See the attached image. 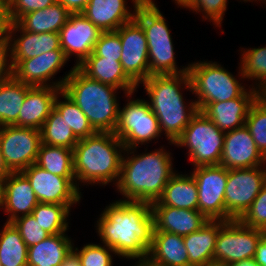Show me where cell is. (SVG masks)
Here are the masks:
<instances>
[{
  "mask_svg": "<svg viewBox=\"0 0 266 266\" xmlns=\"http://www.w3.org/2000/svg\"><path fill=\"white\" fill-rule=\"evenodd\" d=\"M229 266H259L254 259H247L232 263Z\"/></svg>",
  "mask_w": 266,
  "mask_h": 266,
  "instance_id": "cell-53",
  "label": "cell"
},
{
  "mask_svg": "<svg viewBox=\"0 0 266 266\" xmlns=\"http://www.w3.org/2000/svg\"><path fill=\"white\" fill-rule=\"evenodd\" d=\"M254 260L259 266H266V231L258 243Z\"/></svg>",
  "mask_w": 266,
  "mask_h": 266,
  "instance_id": "cell-49",
  "label": "cell"
},
{
  "mask_svg": "<svg viewBox=\"0 0 266 266\" xmlns=\"http://www.w3.org/2000/svg\"><path fill=\"white\" fill-rule=\"evenodd\" d=\"M73 250L78 254L82 266H113V254L115 251L107 245L89 243L84 245L80 250L74 248Z\"/></svg>",
  "mask_w": 266,
  "mask_h": 266,
  "instance_id": "cell-40",
  "label": "cell"
},
{
  "mask_svg": "<svg viewBox=\"0 0 266 266\" xmlns=\"http://www.w3.org/2000/svg\"><path fill=\"white\" fill-rule=\"evenodd\" d=\"M38 203L29 180L22 172H12L2 180L0 209L9 213L6 223L30 215Z\"/></svg>",
  "mask_w": 266,
  "mask_h": 266,
  "instance_id": "cell-18",
  "label": "cell"
},
{
  "mask_svg": "<svg viewBox=\"0 0 266 266\" xmlns=\"http://www.w3.org/2000/svg\"><path fill=\"white\" fill-rule=\"evenodd\" d=\"M178 6L187 8L193 0H173Z\"/></svg>",
  "mask_w": 266,
  "mask_h": 266,
  "instance_id": "cell-54",
  "label": "cell"
},
{
  "mask_svg": "<svg viewBox=\"0 0 266 266\" xmlns=\"http://www.w3.org/2000/svg\"><path fill=\"white\" fill-rule=\"evenodd\" d=\"M36 164L54 175L75 178L73 149L41 143Z\"/></svg>",
  "mask_w": 266,
  "mask_h": 266,
  "instance_id": "cell-33",
  "label": "cell"
},
{
  "mask_svg": "<svg viewBox=\"0 0 266 266\" xmlns=\"http://www.w3.org/2000/svg\"><path fill=\"white\" fill-rule=\"evenodd\" d=\"M9 17L12 23H17L25 14L43 10L57 0H7Z\"/></svg>",
  "mask_w": 266,
  "mask_h": 266,
  "instance_id": "cell-45",
  "label": "cell"
},
{
  "mask_svg": "<svg viewBox=\"0 0 266 266\" xmlns=\"http://www.w3.org/2000/svg\"><path fill=\"white\" fill-rule=\"evenodd\" d=\"M29 180L40 203L74 205L79 203L82 194L75 178L54 175L33 163L21 171Z\"/></svg>",
  "mask_w": 266,
  "mask_h": 266,
  "instance_id": "cell-13",
  "label": "cell"
},
{
  "mask_svg": "<svg viewBox=\"0 0 266 266\" xmlns=\"http://www.w3.org/2000/svg\"><path fill=\"white\" fill-rule=\"evenodd\" d=\"M224 222V220H208L199 230L183 236L188 252L189 266L213 264L218 230Z\"/></svg>",
  "mask_w": 266,
  "mask_h": 266,
  "instance_id": "cell-27",
  "label": "cell"
},
{
  "mask_svg": "<svg viewBox=\"0 0 266 266\" xmlns=\"http://www.w3.org/2000/svg\"><path fill=\"white\" fill-rule=\"evenodd\" d=\"M256 99L257 90L254 85L250 90L246 89L238 98L209 103L201 112L226 133L245 126L249 109Z\"/></svg>",
  "mask_w": 266,
  "mask_h": 266,
  "instance_id": "cell-19",
  "label": "cell"
},
{
  "mask_svg": "<svg viewBox=\"0 0 266 266\" xmlns=\"http://www.w3.org/2000/svg\"><path fill=\"white\" fill-rule=\"evenodd\" d=\"M28 247L12 223L0 231V260L2 266H27Z\"/></svg>",
  "mask_w": 266,
  "mask_h": 266,
  "instance_id": "cell-34",
  "label": "cell"
},
{
  "mask_svg": "<svg viewBox=\"0 0 266 266\" xmlns=\"http://www.w3.org/2000/svg\"><path fill=\"white\" fill-rule=\"evenodd\" d=\"M9 17V8L7 0H0V42L9 38V29L11 26Z\"/></svg>",
  "mask_w": 266,
  "mask_h": 266,
  "instance_id": "cell-47",
  "label": "cell"
},
{
  "mask_svg": "<svg viewBox=\"0 0 266 266\" xmlns=\"http://www.w3.org/2000/svg\"><path fill=\"white\" fill-rule=\"evenodd\" d=\"M242 53L238 74L243 79L255 80L257 90L266 83V47L244 49Z\"/></svg>",
  "mask_w": 266,
  "mask_h": 266,
  "instance_id": "cell-38",
  "label": "cell"
},
{
  "mask_svg": "<svg viewBox=\"0 0 266 266\" xmlns=\"http://www.w3.org/2000/svg\"><path fill=\"white\" fill-rule=\"evenodd\" d=\"M96 229L101 243L126 259L143 260L151 248L154 217L147 202L118 200L101 213Z\"/></svg>",
  "mask_w": 266,
  "mask_h": 266,
  "instance_id": "cell-1",
  "label": "cell"
},
{
  "mask_svg": "<svg viewBox=\"0 0 266 266\" xmlns=\"http://www.w3.org/2000/svg\"><path fill=\"white\" fill-rule=\"evenodd\" d=\"M119 108L118 122L114 134L122 141L125 149L137 148L158 139L162 132L155 113L144 99L129 100Z\"/></svg>",
  "mask_w": 266,
  "mask_h": 266,
  "instance_id": "cell-9",
  "label": "cell"
},
{
  "mask_svg": "<svg viewBox=\"0 0 266 266\" xmlns=\"http://www.w3.org/2000/svg\"><path fill=\"white\" fill-rule=\"evenodd\" d=\"M140 84L150 99V107L186 106L181 88L192 92L189 73L153 75Z\"/></svg>",
  "mask_w": 266,
  "mask_h": 266,
  "instance_id": "cell-21",
  "label": "cell"
},
{
  "mask_svg": "<svg viewBox=\"0 0 266 266\" xmlns=\"http://www.w3.org/2000/svg\"><path fill=\"white\" fill-rule=\"evenodd\" d=\"M264 230L244 225L240 220L225 221L218 230L213 264L229 266L238 261L254 259Z\"/></svg>",
  "mask_w": 266,
  "mask_h": 266,
  "instance_id": "cell-8",
  "label": "cell"
},
{
  "mask_svg": "<svg viewBox=\"0 0 266 266\" xmlns=\"http://www.w3.org/2000/svg\"><path fill=\"white\" fill-rule=\"evenodd\" d=\"M116 32L122 45L120 63L123 71L138 86L149 78L148 43L144 30L133 19Z\"/></svg>",
  "mask_w": 266,
  "mask_h": 266,
  "instance_id": "cell-14",
  "label": "cell"
},
{
  "mask_svg": "<svg viewBox=\"0 0 266 266\" xmlns=\"http://www.w3.org/2000/svg\"><path fill=\"white\" fill-rule=\"evenodd\" d=\"M208 266H223V265L211 264V265H208Z\"/></svg>",
  "mask_w": 266,
  "mask_h": 266,
  "instance_id": "cell-57",
  "label": "cell"
},
{
  "mask_svg": "<svg viewBox=\"0 0 266 266\" xmlns=\"http://www.w3.org/2000/svg\"><path fill=\"white\" fill-rule=\"evenodd\" d=\"M15 32H20V37ZM12 35L18 37L15 38ZM9 41L11 60H25L49 51L62 50L59 33H31L25 31L18 23H11Z\"/></svg>",
  "mask_w": 266,
  "mask_h": 266,
  "instance_id": "cell-22",
  "label": "cell"
},
{
  "mask_svg": "<svg viewBox=\"0 0 266 266\" xmlns=\"http://www.w3.org/2000/svg\"><path fill=\"white\" fill-rule=\"evenodd\" d=\"M31 85L18 81L13 75L0 83V127L18 126V116L27 90Z\"/></svg>",
  "mask_w": 266,
  "mask_h": 266,
  "instance_id": "cell-32",
  "label": "cell"
},
{
  "mask_svg": "<svg viewBox=\"0 0 266 266\" xmlns=\"http://www.w3.org/2000/svg\"><path fill=\"white\" fill-rule=\"evenodd\" d=\"M117 90L111 85L89 79L73 67L62 91L75 102L87 116L97 132H113L117 126L119 103Z\"/></svg>",
  "mask_w": 266,
  "mask_h": 266,
  "instance_id": "cell-4",
  "label": "cell"
},
{
  "mask_svg": "<svg viewBox=\"0 0 266 266\" xmlns=\"http://www.w3.org/2000/svg\"><path fill=\"white\" fill-rule=\"evenodd\" d=\"M10 58V41L9 38H7L6 40L0 42V83L12 76L13 67Z\"/></svg>",
  "mask_w": 266,
  "mask_h": 266,
  "instance_id": "cell-46",
  "label": "cell"
},
{
  "mask_svg": "<svg viewBox=\"0 0 266 266\" xmlns=\"http://www.w3.org/2000/svg\"><path fill=\"white\" fill-rule=\"evenodd\" d=\"M124 151L125 146L113 132H97L80 139L73 149L77 187L79 182L105 186L115 181L116 186Z\"/></svg>",
  "mask_w": 266,
  "mask_h": 266,
  "instance_id": "cell-3",
  "label": "cell"
},
{
  "mask_svg": "<svg viewBox=\"0 0 266 266\" xmlns=\"http://www.w3.org/2000/svg\"><path fill=\"white\" fill-rule=\"evenodd\" d=\"M239 220L246 226L266 231V183Z\"/></svg>",
  "mask_w": 266,
  "mask_h": 266,
  "instance_id": "cell-42",
  "label": "cell"
},
{
  "mask_svg": "<svg viewBox=\"0 0 266 266\" xmlns=\"http://www.w3.org/2000/svg\"><path fill=\"white\" fill-rule=\"evenodd\" d=\"M122 45L116 31L102 32L89 56H99L120 61Z\"/></svg>",
  "mask_w": 266,
  "mask_h": 266,
  "instance_id": "cell-43",
  "label": "cell"
},
{
  "mask_svg": "<svg viewBox=\"0 0 266 266\" xmlns=\"http://www.w3.org/2000/svg\"><path fill=\"white\" fill-rule=\"evenodd\" d=\"M41 145L40 130L7 125L0 127V146L5 163L12 172H21L36 163Z\"/></svg>",
  "mask_w": 266,
  "mask_h": 266,
  "instance_id": "cell-11",
  "label": "cell"
},
{
  "mask_svg": "<svg viewBox=\"0 0 266 266\" xmlns=\"http://www.w3.org/2000/svg\"><path fill=\"white\" fill-rule=\"evenodd\" d=\"M102 31L82 13L70 14L65 25L59 31L60 47L69 60L75 55L79 65L93 52Z\"/></svg>",
  "mask_w": 266,
  "mask_h": 266,
  "instance_id": "cell-16",
  "label": "cell"
},
{
  "mask_svg": "<svg viewBox=\"0 0 266 266\" xmlns=\"http://www.w3.org/2000/svg\"><path fill=\"white\" fill-rule=\"evenodd\" d=\"M257 99L266 106V83L257 89Z\"/></svg>",
  "mask_w": 266,
  "mask_h": 266,
  "instance_id": "cell-52",
  "label": "cell"
},
{
  "mask_svg": "<svg viewBox=\"0 0 266 266\" xmlns=\"http://www.w3.org/2000/svg\"><path fill=\"white\" fill-rule=\"evenodd\" d=\"M135 20L142 26L148 43L149 77L188 73V66L178 69L170 30L153 0H144Z\"/></svg>",
  "mask_w": 266,
  "mask_h": 266,
  "instance_id": "cell-5",
  "label": "cell"
},
{
  "mask_svg": "<svg viewBox=\"0 0 266 266\" xmlns=\"http://www.w3.org/2000/svg\"><path fill=\"white\" fill-rule=\"evenodd\" d=\"M143 1L132 0V13L126 0H89L82 14L102 32L116 31L135 19L137 8Z\"/></svg>",
  "mask_w": 266,
  "mask_h": 266,
  "instance_id": "cell-20",
  "label": "cell"
},
{
  "mask_svg": "<svg viewBox=\"0 0 266 266\" xmlns=\"http://www.w3.org/2000/svg\"><path fill=\"white\" fill-rule=\"evenodd\" d=\"M135 149H125L127 156L122 157L116 187L126 199L120 200L152 204L160 198L167 182L175 173L171 153L161 147L150 153L135 155Z\"/></svg>",
  "mask_w": 266,
  "mask_h": 266,
  "instance_id": "cell-2",
  "label": "cell"
},
{
  "mask_svg": "<svg viewBox=\"0 0 266 266\" xmlns=\"http://www.w3.org/2000/svg\"><path fill=\"white\" fill-rule=\"evenodd\" d=\"M71 14L82 13L89 0H57Z\"/></svg>",
  "mask_w": 266,
  "mask_h": 266,
  "instance_id": "cell-48",
  "label": "cell"
},
{
  "mask_svg": "<svg viewBox=\"0 0 266 266\" xmlns=\"http://www.w3.org/2000/svg\"><path fill=\"white\" fill-rule=\"evenodd\" d=\"M197 183L198 211L208 220L226 221L225 188L228 169L220 165L194 167L191 173Z\"/></svg>",
  "mask_w": 266,
  "mask_h": 266,
  "instance_id": "cell-12",
  "label": "cell"
},
{
  "mask_svg": "<svg viewBox=\"0 0 266 266\" xmlns=\"http://www.w3.org/2000/svg\"><path fill=\"white\" fill-rule=\"evenodd\" d=\"M73 246L65 233L49 235L45 240L28 247L27 266H61Z\"/></svg>",
  "mask_w": 266,
  "mask_h": 266,
  "instance_id": "cell-29",
  "label": "cell"
},
{
  "mask_svg": "<svg viewBox=\"0 0 266 266\" xmlns=\"http://www.w3.org/2000/svg\"><path fill=\"white\" fill-rule=\"evenodd\" d=\"M245 126L258 150L266 158V106L258 99L251 105Z\"/></svg>",
  "mask_w": 266,
  "mask_h": 266,
  "instance_id": "cell-39",
  "label": "cell"
},
{
  "mask_svg": "<svg viewBox=\"0 0 266 266\" xmlns=\"http://www.w3.org/2000/svg\"><path fill=\"white\" fill-rule=\"evenodd\" d=\"M11 173L12 171L8 168V166L5 163L0 146V179L4 180Z\"/></svg>",
  "mask_w": 266,
  "mask_h": 266,
  "instance_id": "cell-51",
  "label": "cell"
},
{
  "mask_svg": "<svg viewBox=\"0 0 266 266\" xmlns=\"http://www.w3.org/2000/svg\"><path fill=\"white\" fill-rule=\"evenodd\" d=\"M60 96L64 98V101L59 100ZM54 107L59 111L62 119L67 123L68 127L72 129L74 135L79 140L97 133L90 124L87 116L62 90L55 99Z\"/></svg>",
  "mask_w": 266,
  "mask_h": 266,
  "instance_id": "cell-36",
  "label": "cell"
},
{
  "mask_svg": "<svg viewBox=\"0 0 266 266\" xmlns=\"http://www.w3.org/2000/svg\"><path fill=\"white\" fill-rule=\"evenodd\" d=\"M150 108L159 121L161 132H165V136L172 145L182 135L191 118L198 112L195 101L189 102L187 106Z\"/></svg>",
  "mask_w": 266,
  "mask_h": 266,
  "instance_id": "cell-31",
  "label": "cell"
},
{
  "mask_svg": "<svg viewBox=\"0 0 266 266\" xmlns=\"http://www.w3.org/2000/svg\"><path fill=\"white\" fill-rule=\"evenodd\" d=\"M61 266H82L78 254L72 249Z\"/></svg>",
  "mask_w": 266,
  "mask_h": 266,
  "instance_id": "cell-50",
  "label": "cell"
},
{
  "mask_svg": "<svg viewBox=\"0 0 266 266\" xmlns=\"http://www.w3.org/2000/svg\"><path fill=\"white\" fill-rule=\"evenodd\" d=\"M71 13L58 1L43 10L25 14L17 23L31 33H59Z\"/></svg>",
  "mask_w": 266,
  "mask_h": 266,
  "instance_id": "cell-30",
  "label": "cell"
},
{
  "mask_svg": "<svg viewBox=\"0 0 266 266\" xmlns=\"http://www.w3.org/2000/svg\"><path fill=\"white\" fill-rule=\"evenodd\" d=\"M134 266H156V265L152 264L147 259H143V260H139L138 262H135Z\"/></svg>",
  "mask_w": 266,
  "mask_h": 266,
  "instance_id": "cell-55",
  "label": "cell"
},
{
  "mask_svg": "<svg viewBox=\"0 0 266 266\" xmlns=\"http://www.w3.org/2000/svg\"><path fill=\"white\" fill-rule=\"evenodd\" d=\"M228 169L225 188L226 221L239 220L266 183V167Z\"/></svg>",
  "mask_w": 266,
  "mask_h": 266,
  "instance_id": "cell-10",
  "label": "cell"
},
{
  "mask_svg": "<svg viewBox=\"0 0 266 266\" xmlns=\"http://www.w3.org/2000/svg\"><path fill=\"white\" fill-rule=\"evenodd\" d=\"M151 206L198 210V190L193 175L175 172L167 182L160 198Z\"/></svg>",
  "mask_w": 266,
  "mask_h": 266,
  "instance_id": "cell-28",
  "label": "cell"
},
{
  "mask_svg": "<svg viewBox=\"0 0 266 266\" xmlns=\"http://www.w3.org/2000/svg\"><path fill=\"white\" fill-rule=\"evenodd\" d=\"M192 94L198 98V111L209 103L238 98L246 89L232 73L217 62H194L188 64Z\"/></svg>",
  "mask_w": 266,
  "mask_h": 266,
  "instance_id": "cell-6",
  "label": "cell"
},
{
  "mask_svg": "<svg viewBox=\"0 0 266 266\" xmlns=\"http://www.w3.org/2000/svg\"><path fill=\"white\" fill-rule=\"evenodd\" d=\"M2 180L0 179V196H1Z\"/></svg>",
  "mask_w": 266,
  "mask_h": 266,
  "instance_id": "cell-56",
  "label": "cell"
},
{
  "mask_svg": "<svg viewBox=\"0 0 266 266\" xmlns=\"http://www.w3.org/2000/svg\"><path fill=\"white\" fill-rule=\"evenodd\" d=\"M265 162L246 126L225 133L220 166L240 169L266 166Z\"/></svg>",
  "mask_w": 266,
  "mask_h": 266,
  "instance_id": "cell-17",
  "label": "cell"
},
{
  "mask_svg": "<svg viewBox=\"0 0 266 266\" xmlns=\"http://www.w3.org/2000/svg\"><path fill=\"white\" fill-rule=\"evenodd\" d=\"M227 8V0H193L187 7L193 12H202V17L205 20H212L213 24L220 28L225 11Z\"/></svg>",
  "mask_w": 266,
  "mask_h": 266,
  "instance_id": "cell-44",
  "label": "cell"
},
{
  "mask_svg": "<svg viewBox=\"0 0 266 266\" xmlns=\"http://www.w3.org/2000/svg\"><path fill=\"white\" fill-rule=\"evenodd\" d=\"M40 133L43 144L74 149L79 141L55 107L43 123Z\"/></svg>",
  "mask_w": 266,
  "mask_h": 266,
  "instance_id": "cell-35",
  "label": "cell"
},
{
  "mask_svg": "<svg viewBox=\"0 0 266 266\" xmlns=\"http://www.w3.org/2000/svg\"><path fill=\"white\" fill-rule=\"evenodd\" d=\"M67 61L63 50L49 51L40 56L25 60H11L13 67L12 75L18 81L31 86L63 88L72 69L59 81L50 82V79L54 78Z\"/></svg>",
  "mask_w": 266,
  "mask_h": 266,
  "instance_id": "cell-15",
  "label": "cell"
},
{
  "mask_svg": "<svg viewBox=\"0 0 266 266\" xmlns=\"http://www.w3.org/2000/svg\"><path fill=\"white\" fill-rule=\"evenodd\" d=\"M225 132H222L203 112L198 111L174 145L188 147L189 161L195 167L220 164Z\"/></svg>",
  "mask_w": 266,
  "mask_h": 266,
  "instance_id": "cell-7",
  "label": "cell"
},
{
  "mask_svg": "<svg viewBox=\"0 0 266 266\" xmlns=\"http://www.w3.org/2000/svg\"><path fill=\"white\" fill-rule=\"evenodd\" d=\"M146 259L156 266H189L183 236L157 231L155 228Z\"/></svg>",
  "mask_w": 266,
  "mask_h": 266,
  "instance_id": "cell-26",
  "label": "cell"
},
{
  "mask_svg": "<svg viewBox=\"0 0 266 266\" xmlns=\"http://www.w3.org/2000/svg\"><path fill=\"white\" fill-rule=\"evenodd\" d=\"M62 88L31 86L26 93L18 116L19 127L41 129L54 108L55 99Z\"/></svg>",
  "mask_w": 266,
  "mask_h": 266,
  "instance_id": "cell-23",
  "label": "cell"
},
{
  "mask_svg": "<svg viewBox=\"0 0 266 266\" xmlns=\"http://www.w3.org/2000/svg\"><path fill=\"white\" fill-rule=\"evenodd\" d=\"M11 223L20 232V236L27 247L38 244L50 235L47 231L42 229L41 225L32 214L18 217Z\"/></svg>",
  "mask_w": 266,
  "mask_h": 266,
  "instance_id": "cell-41",
  "label": "cell"
},
{
  "mask_svg": "<svg viewBox=\"0 0 266 266\" xmlns=\"http://www.w3.org/2000/svg\"><path fill=\"white\" fill-rule=\"evenodd\" d=\"M89 79L122 89L125 97H132L137 85L123 71L120 61L99 56H88L77 67Z\"/></svg>",
  "mask_w": 266,
  "mask_h": 266,
  "instance_id": "cell-24",
  "label": "cell"
},
{
  "mask_svg": "<svg viewBox=\"0 0 266 266\" xmlns=\"http://www.w3.org/2000/svg\"><path fill=\"white\" fill-rule=\"evenodd\" d=\"M72 206L39 202L31 214L41 225L42 229L50 235H56L66 233L69 227L67 218Z\"/></svg>",
  "mask_w": 266,
  "mask_h": 266,
  "instance_id": "cell-37",
  "label": "cell"
},
{
  "mask_svg": "<svg viewBox=\"0 0 266 266\" xmlns=\"http://www.w3.org/2000/svg\"><path fill=\"white\" fill-rule=\"evenodd\" d=\"M154 228L181 236L199 230L208 219L198 210L152 206Z\"/></svg>",
  "mask_w": 266,
  "mask_h": 266,
  "instance_id": "cell-25",
  "label": "cell"
}]
</instances>
